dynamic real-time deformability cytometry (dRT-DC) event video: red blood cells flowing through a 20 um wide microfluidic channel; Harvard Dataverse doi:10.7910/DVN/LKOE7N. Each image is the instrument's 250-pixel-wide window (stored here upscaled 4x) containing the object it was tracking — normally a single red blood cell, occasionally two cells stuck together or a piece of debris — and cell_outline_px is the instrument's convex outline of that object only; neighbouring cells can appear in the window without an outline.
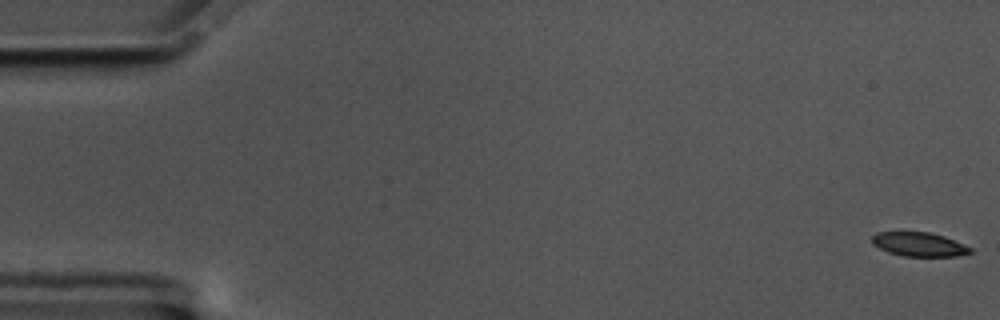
{"species": "common noctule bat (a hibernating species)", "species_latin": "Nyctalus noctula", "temperature_condition": "cold", "stored_images_in_passage": 59, "camera_frame_rate_fps": 3000, "um_per_image_px": 0.085, "animal": {"sex": "male", "body_mass_g": 17.5, "forearm_length_mm": 52.3}, "frame": {"image": 1, "passage_image": 1, "time_ms": 0.0, "image_size_px": [1000, 320], "cell_outline_px": [[972, 252], [956, 256], [904, 256], [888, 252], [872, 244], [872, 236], [876, 232], [928, 232], [944, 236], [972, 248]], "centroid_in_image_um": [78.1, 20.76], "position_along_channel_um": 6.9, "area_um2": 13.64}}
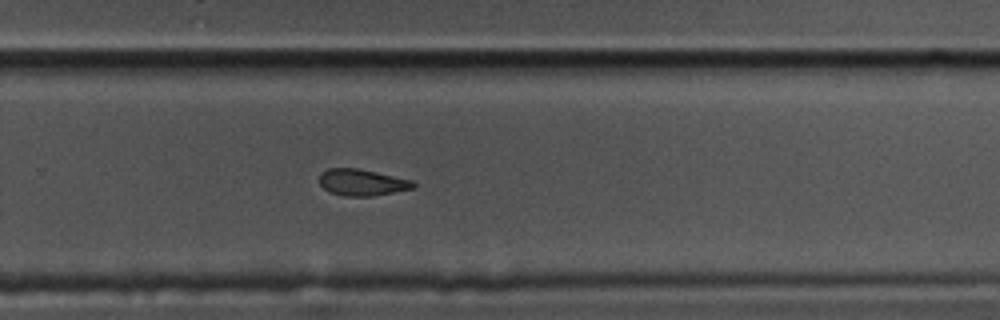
{"frame": {"image": 2, "passage_image": 39, "time_ms": 12.667, "image_size_px": [1000, 320], "cell_outline_px": [[416, 184], [412, 188], [372, 196], [344, 196], [328, 192], [320, 184], [320, 172], [328, 168], [356, 168], [376, 172], [412, 180]], "centroid_in_image_um": [30.72, 15.5], "position_along_channel_um": 299.1, "area_um2": 14.39}}
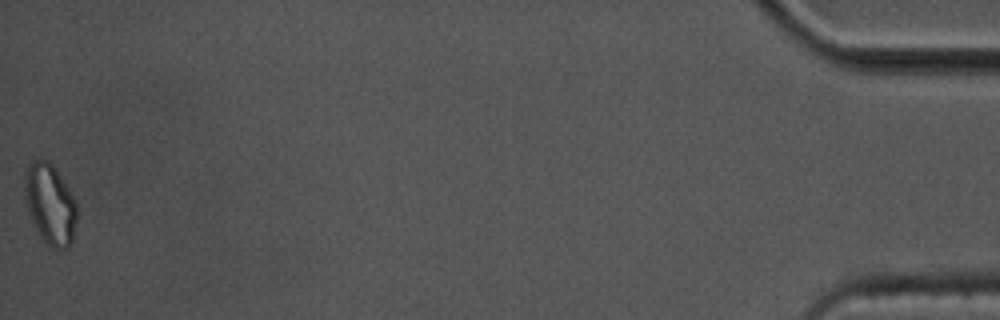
{"frame": {"image": 3, "passage_image": 59, "time_ms": 19.333, "image_size_px": [1000, 320], "cell_outline_px": [[76, 220], [72, 244], [68, 248], [56, 248], [48, 244], [44, 240], [36, 228], [28, 212], [24, 196], [24, 172], [28, 164], [32, 160], [48, 160], [52, 164], [68, 188], [76, 204]], "centroid_in_image_um": [4.23, 17.33], "position_along_channel_um": 431.0, "area_um2": 24.28}, "authors_computed_cell_mechanics": {"area_um2": 15.317, "velocity_mm_per_s": 3.4517, "shape_relaxation_time_tau1_ms": 3.2289, "shape_relaxation_time_tau2_ms": 9.6675, "deformation_change_tau1": 0.1003, "deformation_change_tau2": 0.1388}}